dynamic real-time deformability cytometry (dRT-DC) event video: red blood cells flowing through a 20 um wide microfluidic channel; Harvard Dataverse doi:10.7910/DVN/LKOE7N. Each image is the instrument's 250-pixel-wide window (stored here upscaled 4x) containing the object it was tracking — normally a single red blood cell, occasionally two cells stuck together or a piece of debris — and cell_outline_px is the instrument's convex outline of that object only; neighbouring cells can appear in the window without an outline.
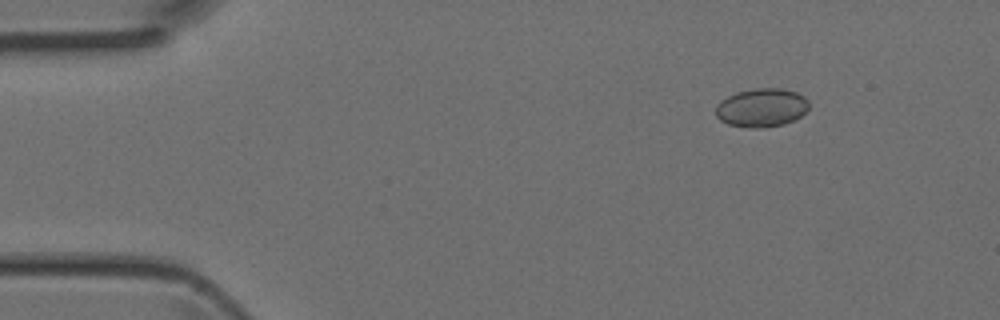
{"species": "Egyptian fruit bat (a non-hibernating species)", "species_latin": "Rousettus aegyptiacus", "temperature_condition": "room temperature", "stored_images_in_passage": 4, "camera_frame_rate_fps": 3000, "um_per_image_px": 0.085, "animal": {"sex": "female"}, "frame": {"image": 1, "passage_image": 2, "time_ms": 0.333, "image_size_px": [1000, 320], "cell_outline_px": [[808, 108], [800, 116], [784, 124], [764, 128], [752, 128], [728, 124], [720, 120], [716, 116], [716, 104], [720, 100], [736, 92], [752, 88], [780, 88], [796, 92], [804, 96], [808, 100]], "centroid_in_image_um": [64.71, 9.14], "position_along_channel_um": 20.3, "area_um2": 21.04}}